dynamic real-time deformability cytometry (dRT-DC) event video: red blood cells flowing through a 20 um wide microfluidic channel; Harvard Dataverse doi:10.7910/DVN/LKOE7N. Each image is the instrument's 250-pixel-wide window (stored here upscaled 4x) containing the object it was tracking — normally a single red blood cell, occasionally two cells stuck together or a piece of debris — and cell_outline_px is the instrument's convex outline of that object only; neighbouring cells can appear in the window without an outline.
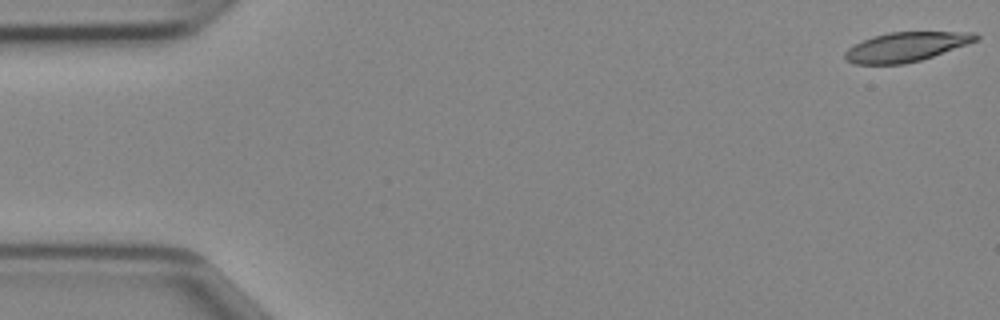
{"species": "Egyptian fruit bat (a non-hibernating species)", "species_latin": "Rousettus aegyptiacus", "temperature_condition": "cold", "stored_images_in_passage": 45, "camera_frame_rate_fps": 3000, "um_per_image_px": 0.085, "animal": {"sex": "female"}, "frame": {"image": 1, "passage_image": 1, "time_ms": 0.0, "image_size_px": [1000, 320], "cell_outline_px": [[980, 36], [976, 40], [968, 44], [920, 60], [904, 64], [852, 64], [844, 60], [844, 52], [848, 48], [864, 40], [888, 32], [976, 32]], "centroid_in_image_um": [77.0, 3.99], "position_along_channel_um": 8.0, "area_um2": 22.25}}
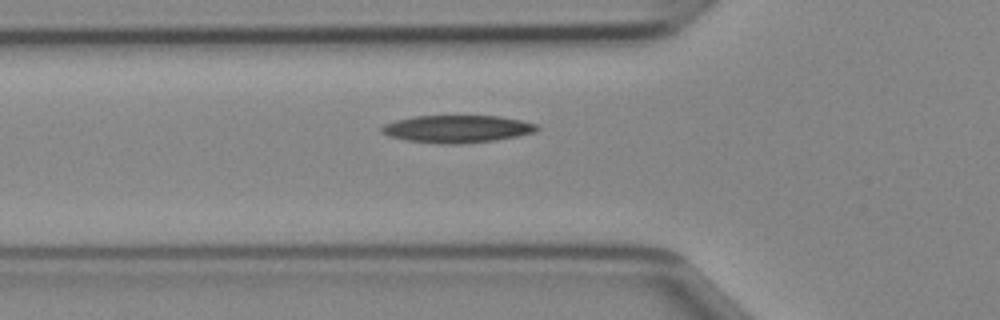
{"frame": {"image": 2, "passage_image": 16, "time_ms": 5.0, "image_size_px": [1000, 320], "cell_outline_px": [[540, 128], [536, 132], [496, 140], [460, 144], [440, 144], [408, 140], [388, 136], [380, 132], [380, 128], [384, 124], [396, 120], [412, 116], [500, 116], [520, 120], [536, 124]], "centroid_in_image_um": [38.84, 10.96], "position_along_channel_um": 87.0, "area_um2": 24.91}}
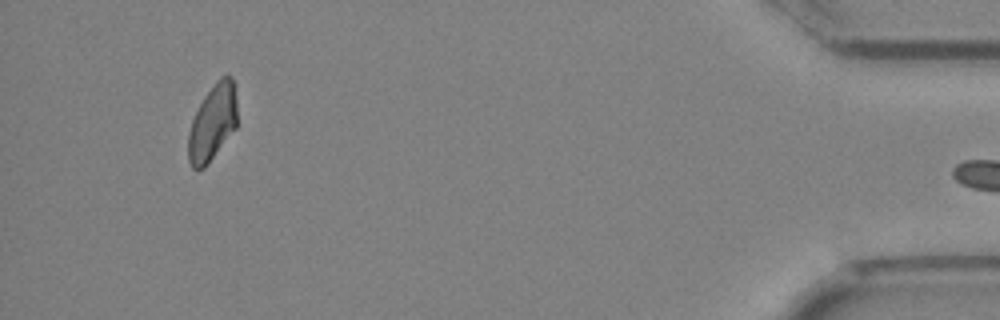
{"frame": {"image": 3, "passage_image": 44, "time_ms": 14.333, "image_size_px": [1000, 320], "cell_outline_px": [[236, 128], [204, 168], [192, 168], [188, 160], [188, 132], [192, 120], [204, 96], [216, 80], [220, 76], [228, 72], [232, 76], [236, 84]], "centroid_in_image_um": [18.09, 10.35], "position_along_channel_um": 417.1, "area_um2": 21.91}}